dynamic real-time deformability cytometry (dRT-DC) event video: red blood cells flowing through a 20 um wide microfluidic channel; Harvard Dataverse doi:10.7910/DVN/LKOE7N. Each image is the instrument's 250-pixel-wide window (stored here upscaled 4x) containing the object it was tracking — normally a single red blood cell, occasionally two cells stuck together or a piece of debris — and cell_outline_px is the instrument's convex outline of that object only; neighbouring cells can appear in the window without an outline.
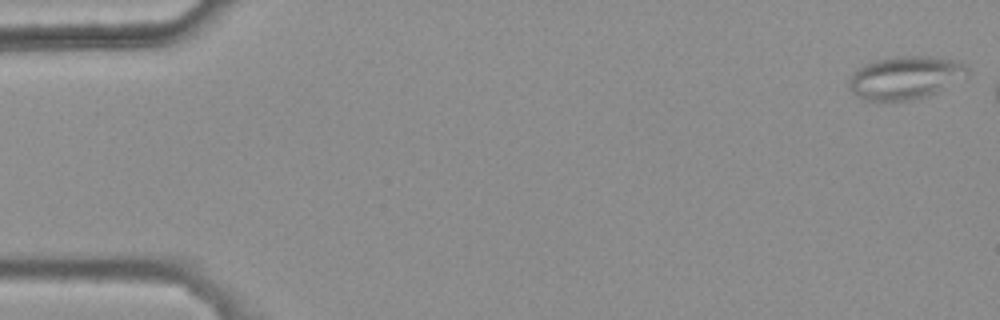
{"species": "common noctule bat (a hibernating species)", "species_latin": "Nyctalus noctula", "temperature_condition": "warm", "stored_images_in_passage": 8, "camera_frame_rate_fps": 3000, "um_per_image_px": 0.085, "animal": {"sex": "female", "body_mass_g": 25.1}, "frame": {"image": 1, "passage_image": 1, "time_ms": 0.0, "image_size_px": [1000, 320], "cell_outline_px": [[968, 76], [928, 96], [912, 100], [864, 100], [856, 96], [852, 92], [848, 84], [848, 80], [852, 72], [856, 68], [872, 60], [900, 56], [936, 56], [956, 60], [964, 64], [968, 68]], "centroid_in_image_um": [76.93, 6.58], "position_along_channel_um": 8.1, "area_um2": 30.0}}